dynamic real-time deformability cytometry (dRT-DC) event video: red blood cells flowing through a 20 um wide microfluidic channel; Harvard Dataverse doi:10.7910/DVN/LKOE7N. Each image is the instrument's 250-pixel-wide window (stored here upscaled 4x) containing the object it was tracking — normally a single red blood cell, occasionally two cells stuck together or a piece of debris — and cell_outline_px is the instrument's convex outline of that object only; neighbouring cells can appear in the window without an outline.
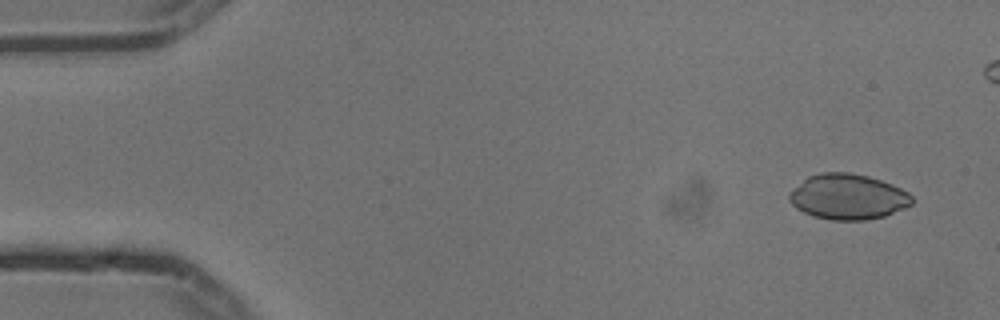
{"species": "common noctule bat (a hibernating species)", "species_latin": "Nyctalus noctula", "temperature_condition": "cold", "stored_images_in_passage": 6, "camera_frame_rate_fps": 3000, "um_per_image_px": 0.085, "animal": {"sex": "male", "body_mass_g": 13.3}, "frame": {"image": 1, "passage_image": 2, "time_ms": 0.333, "image_size_px": [1000, 320], "cell_outline_px": [[912, 204], [904, 208], [884, 216], [868, 220], [832, 220], [812, 216], [796, 208], [788, 200], [788, 192], [808, 176], [820, 172], [848, 172], [868, 176], [892, 184], [908, 192], [912, 196]], "centroid_in_image_um": [72.04, 16.72], "position_along_channel_um": 13.0, "area_um2": 32.6}}